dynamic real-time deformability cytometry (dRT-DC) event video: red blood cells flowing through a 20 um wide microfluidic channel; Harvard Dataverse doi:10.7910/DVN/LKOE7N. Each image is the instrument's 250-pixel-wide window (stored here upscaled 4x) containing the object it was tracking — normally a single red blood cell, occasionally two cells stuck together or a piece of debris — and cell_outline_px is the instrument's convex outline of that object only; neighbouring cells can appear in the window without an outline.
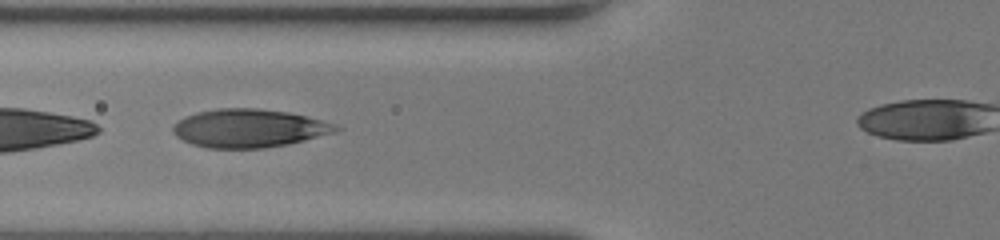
{"species": "human", "species_latin": "Homo sapiens", "temperature_condition": "room temperature", "stored_images_in_passage": 42, "camera_frame_rate_fps": 3000, "um_per_image_px": 0.085, "donor": {"sex": "female"}, "frame": {"image": 1, "passage_image": 18, "time_ms": 5.667, "image_size_px": [1000, 240], "cell_outline_px": [[344, 128], [336, 132], [288, 144], [264, 148], [208, 148], [192, 144], [176, 136], [172, 132], [172, 128], [184, 116], [196, 112], [220, 108], [256, 108], [288, 112], [336, 124]], "centroid_in_image_um": [21.17, 10.9], "position_along_channel_um": 104.6, "area_um2": 36.24}}
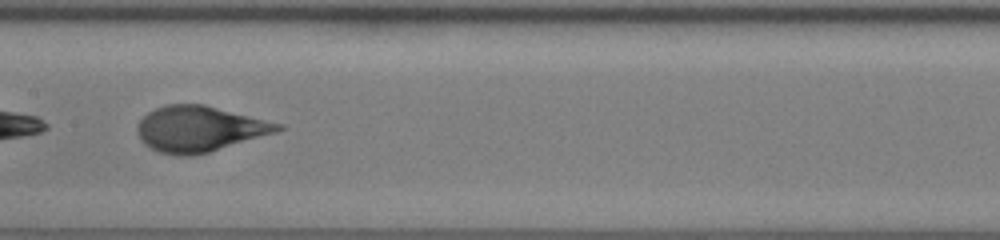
{"frame": {"image": 2, "passage_image": 24, "time_ms": 7.667, "image_size_px": [1000, 240], "cell_outline_px": [[284, 128], [276, 132], [208, 152], [192, 156], [176, 156], [160, 152], [144, 144], [140, 140], [136, 132], [136, 128], [140, 120], [148, 112], [164, 104], [204, 104], [284, 124]], "centroid_in_image_um": [16.93, 10.95], "position_along_channel_um": 190.5, "area_um2": 37.34}}
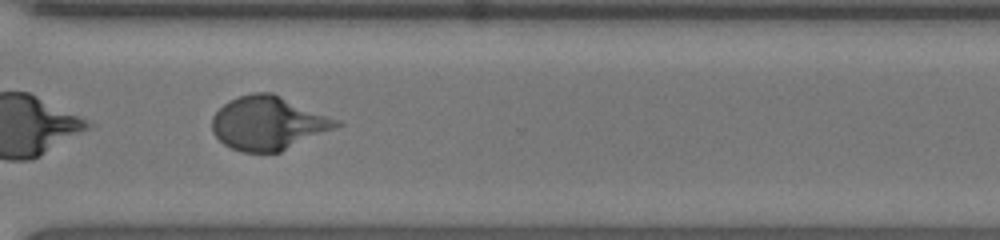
{"frame": {"image": 3, "passage_image": 35, "time_ms": 11.333, "image_size_px": [1000, 240], "cell_outline_px": [[344, 124], [336, 128], [280, 152], [244, 152], [232, 148], [224, 144], [212, 132], [212, 116], [224, 104], [240, 96], [252, 92], [272, 92], [340, 120]], "centroid_in_image_um": [22.82, 10.46], "position_along_channel_um": 347.8, "area_um2": 38.73}}